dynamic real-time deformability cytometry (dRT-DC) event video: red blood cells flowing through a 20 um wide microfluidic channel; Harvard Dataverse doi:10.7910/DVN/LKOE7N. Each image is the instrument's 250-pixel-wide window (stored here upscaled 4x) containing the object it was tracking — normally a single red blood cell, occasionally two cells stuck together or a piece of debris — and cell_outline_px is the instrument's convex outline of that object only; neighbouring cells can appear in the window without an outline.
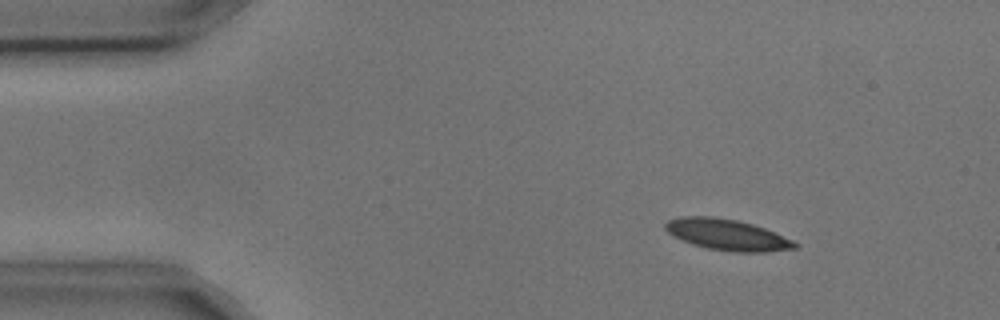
{"species": "common noctule bat (a hibernating species)", "species_latin": "Nyctalus noctula", "temperature_condition": "cold", "stored_images_in_passage": 4, "camera_frame_rate_fps": 3000, "um_per_image_px": 0.085, "animal": {"sex": "male", "body_mass_g": 17.9, "forearm_length_mm": 54.2}, "frame": {"image": 1, "passage_image": 2, "time_ms": 0.333, "image_size_px": [1000, 320], "cell_outline_px": [[800, 244], [796, 248], [764, 252], [736, 252], [708, 248], [692, 244], [672, 236], [664, 228], [664, 224], [668, 220], [680, 216], [712, 216], [736, 220], [752, 224], [764, 228], [792, 240]], "centroid_in_image_um": [61.77, 19.94], "position_along_channel_um": 23.2, "area_um2": 23.35}}